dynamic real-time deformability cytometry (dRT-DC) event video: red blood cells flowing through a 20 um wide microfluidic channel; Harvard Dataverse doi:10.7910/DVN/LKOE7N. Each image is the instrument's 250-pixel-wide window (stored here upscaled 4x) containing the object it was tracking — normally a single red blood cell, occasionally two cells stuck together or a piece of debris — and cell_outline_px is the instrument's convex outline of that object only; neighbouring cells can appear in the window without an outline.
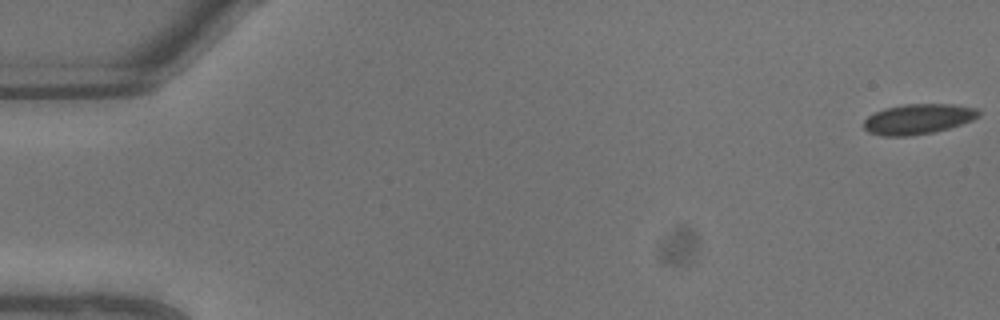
{"species": "common noctule bat (a hibernating species)", "species_latin": "Nyctalus noctula", "temperature_condition": "warm", "stored_images_in_passage": 10, "camera_frame_rate_fps": 3000, "um_per_image_px": 0.085, "animal": {"sex": "male", "body_mass_g": 13.3}, "frame": {"image": 1, "passage_image": 1, "time_ms": 0.0, "image_size_px": [1000, 320], "cell_outline_px": [[980, 116], [972, 120], [936, 132], [912, 136], [880, 136], [868, 132], [864, 128], [864, 120], [868, 116], [884, 108], [904, 104], [952, 104], [976, 108], [980, 112]], "centroid_in_image_um": [78.02, 10.12], "position_along_channel_um": 7.0, "area_um2": 20.35}}
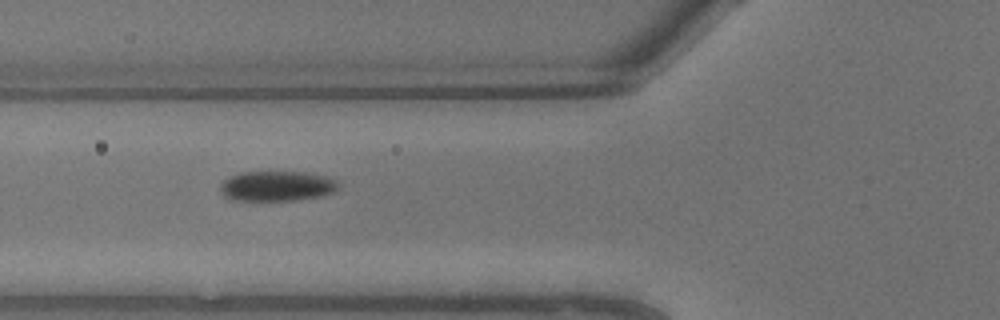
{"frame": {"image": 2, "passage_image": 9, "time_ms": 2.667, "image_size_px": [1000, 320], "cell_outline_px": [[340, 184], [336, 192], [324, 196], [300, 200], [228, 200], [220, 192], [220, 184], [224, 180], [240, 172], [304, 172], [324, 176], [336, 180]], "centroid_in_image_um": [23.56, 15.83], "position_along_channel_um": 102.2, "area_um2": 20.98}}
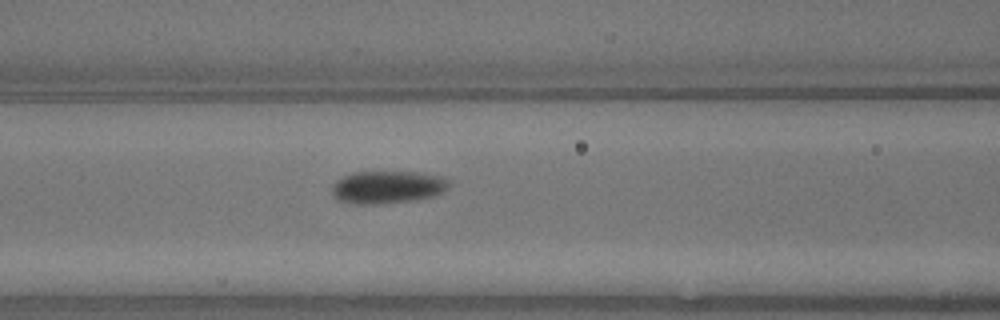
{"frame": {"image": 3, "passage_image": 10, "time_ms": 3.0, "image_size_px": [1000, 320], "cell_outline_px": [[448, 188], [444, 192], [432, 196], [416, 200], [372, 204], [356, 204], [336, 200], [332, 196], [332, 184], [336, 180], [352, 172], [416, 172], [444, 176], [448, 180]], "centroid_in_image_um": [32.92, 15.9], "position_along_channel_um": 133.7, "area_um2": 22.43}}